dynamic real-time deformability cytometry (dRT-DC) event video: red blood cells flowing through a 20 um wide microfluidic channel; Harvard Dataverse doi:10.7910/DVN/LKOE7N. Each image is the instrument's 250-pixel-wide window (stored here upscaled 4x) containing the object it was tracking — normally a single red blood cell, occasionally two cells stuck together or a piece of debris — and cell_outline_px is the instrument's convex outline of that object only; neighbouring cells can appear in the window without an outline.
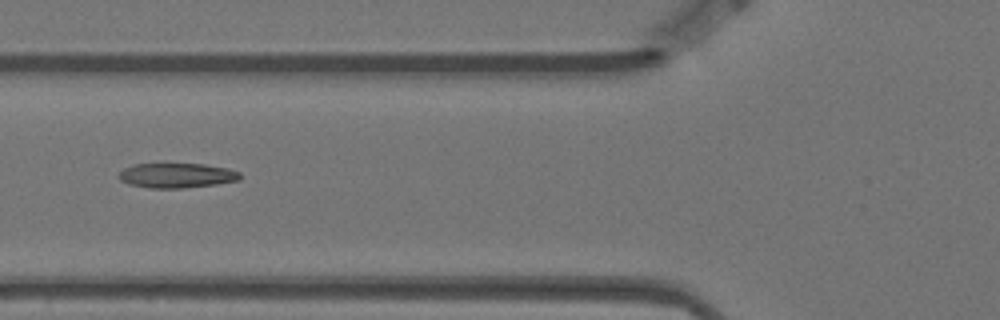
{"species": "Egyptian fruit bat (a non-hibernating species)", "species_latin": "Rousettus aegyptiacus", "temperature_condition": "warm", "stored_images_in_passage": 7, "camera_frame_rate_fps": 3000, "um_per_image_px": 0.085, "animal": {"sex": "female"}, "frame": {"image": 1, "passage_image": 6, "time_ms": 1.667, "image_size_px": [1000, 320], "cell_outline_px": [[240, 180], [216, 184], [184, 188], [148, 188], [128, 184], [120, 180], [116, 176], [124, 168], [132, 164], [204, 164], [228, 168], [240, 172]], "centroid_in_image_um": [14.99, 14.92], "position_along_channel_um": 110.8, "area_um2": 17.63}}
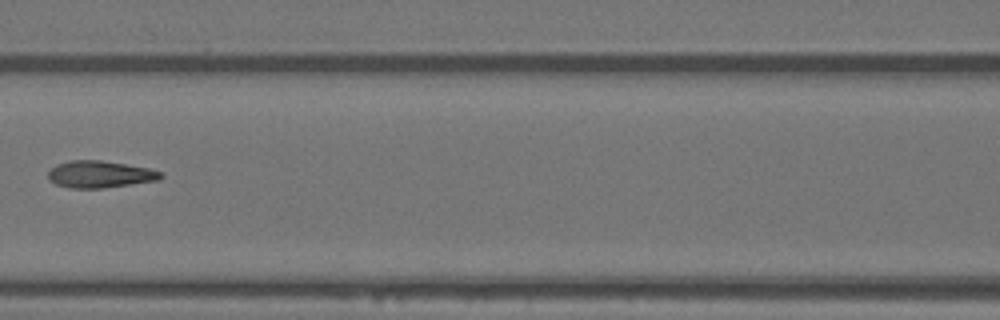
{"frame": {"image": 2, "passage_image": 7, "time_ms": 2.0, "image_size_px": [1000, 320], "cell_outline_px": [[164, 176], [160, 180], [104, 188], [68, 188], [56, 184], [48, 180], [48, 172], [56, 164], [68, 160], [100, 160], [148, 168], [160, 172]], "centroid_in_image_um": [8.46, 14.82], "position_along_channel_um": 158.1, "area_um2": 17.74}}